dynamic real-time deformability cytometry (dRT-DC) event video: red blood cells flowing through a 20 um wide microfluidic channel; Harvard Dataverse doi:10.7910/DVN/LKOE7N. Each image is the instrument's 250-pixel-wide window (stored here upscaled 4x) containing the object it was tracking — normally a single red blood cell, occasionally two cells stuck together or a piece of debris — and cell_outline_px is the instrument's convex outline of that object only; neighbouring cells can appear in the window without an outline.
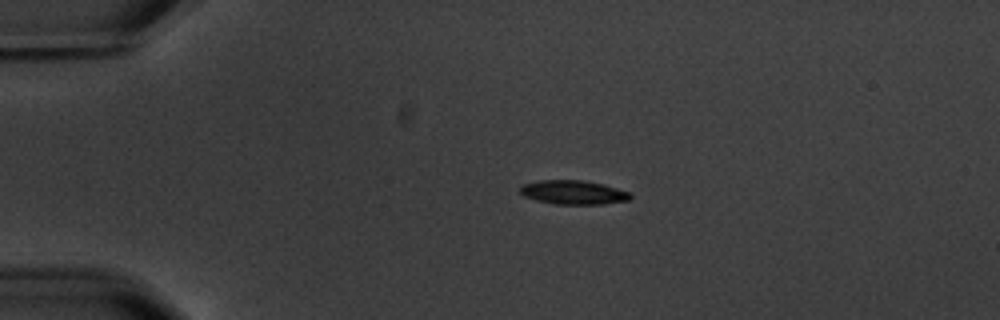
{"species": "common noctule bat (a hibernating species)", "species_latin": "Nyctalus noctula", "temperature_condition": "warm", "stored_images_in_passage": 6, "camera_frame_rate_fps": 3000, "um_per_image_px": 0.085, "animal": {"sex": "male", "body_mass_g": 20.1, "forearm_length_mm": 53.5}, "frame": {"image": 1, "passage_image": 2, "time_ms": 1.333, "image_size_px": [1000, 320], "cell_outline_px": [[632, 196], [628, 200], [604, 204], [556, 204], [536, 200], [524, 196], [520, 192], [520, 188], [524, 184], [540, 180], [580, 180], [604, 184], [628, 192]], "centroid_in_image_um": [48.73, 16.35], "position_along_channel_um": 36.3, "area_um2": 15.26}}
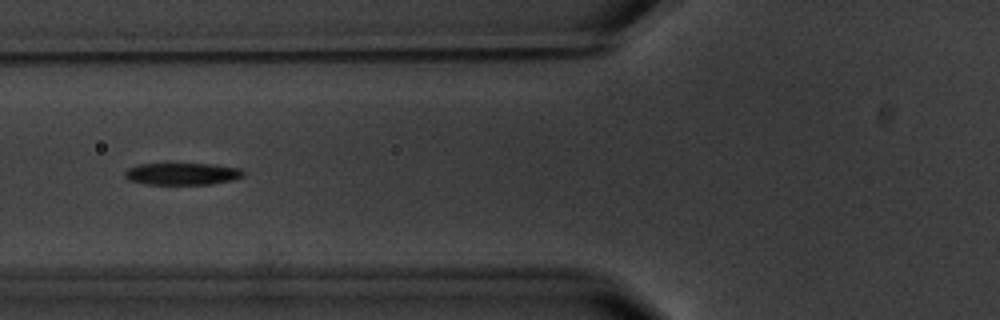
{"frame": {"image": 2, "passage_image": 5, "time_ms": 4.667, "image_size_px": [1000, 320], "cell_outline_px": [[244, 176], [232, 180], [212, 184], [148, 184], [128, 180], [124, 176], [124, 172], [128, 168], [140, 164], [212, 164], [240, 168], [244, 172]], "centroid_in_image_um": [15.49, 14.78], "position_along_channel_um": 110.3, "area_um2": 15.14}}
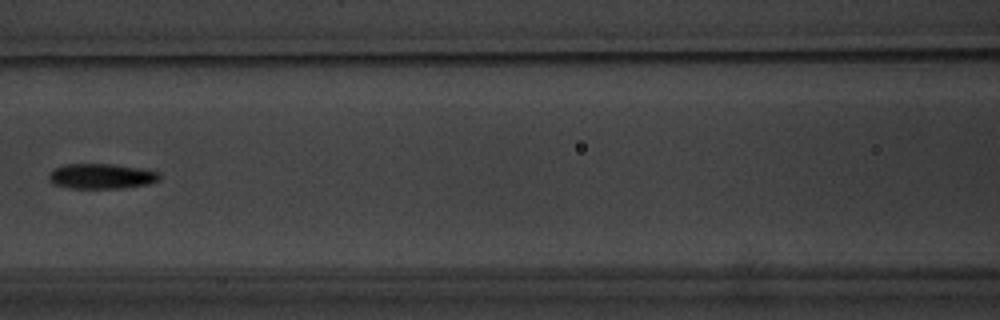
{"frame": {"image": 3, "passage_image": 6, "time_ms": 6.0, "image_size_px": [1000, 320], "cell_outline_px": [[160, 180], [148, 184], [124, 188], [68, 188], [52, 184], [48, 180], [48, 176], [56, 168], [64, 164], [112, 164], [140, 168], [160, 172]], "centroid_in_image_um": [8.63, 14.98], "position_along_channel_um": 158.0, "area_um2": 16.3}}